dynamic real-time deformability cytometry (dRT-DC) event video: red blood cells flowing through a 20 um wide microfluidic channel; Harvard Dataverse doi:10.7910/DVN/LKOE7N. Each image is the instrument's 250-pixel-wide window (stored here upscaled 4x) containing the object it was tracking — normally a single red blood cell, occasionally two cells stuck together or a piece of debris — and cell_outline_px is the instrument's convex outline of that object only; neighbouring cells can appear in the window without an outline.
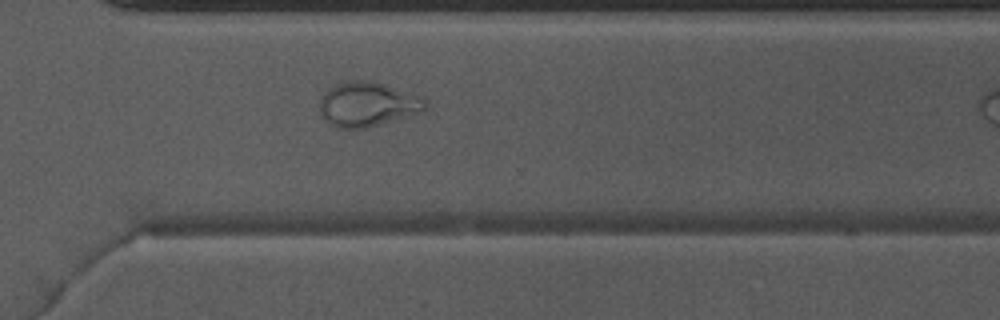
{"species": "Egyptian fruit bat (a non-hibernating species)", "species_latin": "Rousettus aegyptiacus", "temperature_condition": "warm", "stored_images_in_passage": 34, "camera_frame_rate_fps": 3000, "um_per_image_px": 0.085, "animal": {"sex": "male"}, "frame": {"image": 1, "passage_image": 29, "time_ms": 9.333, "image_size_px": [1000, 320], "cell_outline_px": [[428, 108], [424, 112], [412, 116], [368, 128], [336, 128], [328, 124], [320, 112], [320, 96], [336, 80], [372, 80], [420, 96], [428, 104]], "centroid_in_image_um": [31.23, 8.86], "position_along_channel_um": 339.4, "area_um2": 28.26}}